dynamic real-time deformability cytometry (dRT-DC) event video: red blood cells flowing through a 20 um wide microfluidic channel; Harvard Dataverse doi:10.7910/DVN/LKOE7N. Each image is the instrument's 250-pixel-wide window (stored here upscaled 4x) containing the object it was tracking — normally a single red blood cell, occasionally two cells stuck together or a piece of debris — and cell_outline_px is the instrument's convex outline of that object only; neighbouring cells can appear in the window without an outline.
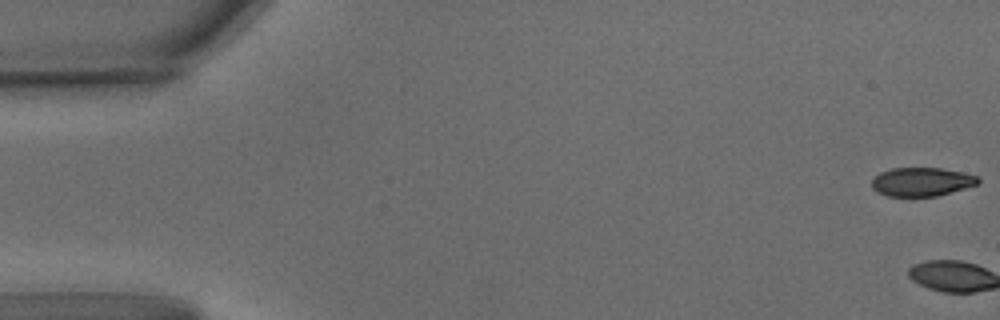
{"species": "common noctule bat (a hibernating species)", "species_latin": "Nyctalus noctula", "temperature_condition": "warm", "stored_images_in_passage": 2, "camera_frame_rate_fps": 3000, "um_per_image_px": 0.085, "animal": {"sex": "male", "body_mass_g": 15.6}, "frame": {"image": 1, "passage_image": 1, "time_ms": 0.0, "image_size_px": [1000, 320], "cell_outline_px": [[980, 180], [976, 184], [964, 188], [936, 196], [888, 196], [876, 192], [872, 188], [872, 180], [880, 172], [892, 168], [940, 168], [964, 172], [976, 176]], "centroid_in_image_um": [78.31, 15.45], "position_along_channel_um": 6.7, "area_um2": 17.63}}